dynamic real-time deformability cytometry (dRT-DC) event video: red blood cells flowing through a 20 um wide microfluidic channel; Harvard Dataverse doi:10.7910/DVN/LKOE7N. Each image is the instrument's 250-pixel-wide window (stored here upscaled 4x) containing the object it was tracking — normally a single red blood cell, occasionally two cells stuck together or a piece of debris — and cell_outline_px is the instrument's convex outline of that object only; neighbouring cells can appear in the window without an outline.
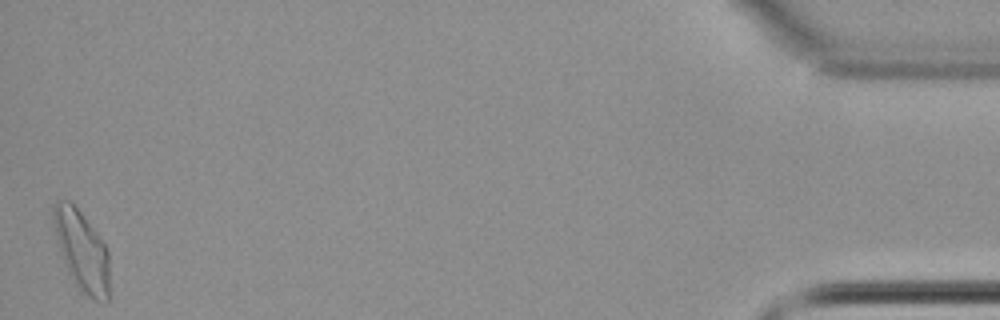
{"species": "common noctule bat (a hibernating species)", "species_latin": "Nyctalus noctula", "temperature_condition": "cold", "stored_images_in_passage": 46, "camera_frame_rate_fps": 3000, "um_per_image_px": 0.085, "animal": {"sex": "female", "body_mass_g": 22.7, "forearm_length_mm": 54.2}, "frame": {"image": 1, "passage_image": 46, "time_ms": 15.0, "image_size_px": [1000, 320], "cell_outline_px": [[108, 304], [104, 304], [92, 300], [80, 292], [68, 272], [56, 236], [52, 220], [52, 204], [56, 200], [68, 200], [80, 212], [96, 232], [104, 244], [108, 252]], "centroid_in_image_um": [6.95, 21.35], "position_along_channel_um": 428.3, "area_um2": 26.07}}